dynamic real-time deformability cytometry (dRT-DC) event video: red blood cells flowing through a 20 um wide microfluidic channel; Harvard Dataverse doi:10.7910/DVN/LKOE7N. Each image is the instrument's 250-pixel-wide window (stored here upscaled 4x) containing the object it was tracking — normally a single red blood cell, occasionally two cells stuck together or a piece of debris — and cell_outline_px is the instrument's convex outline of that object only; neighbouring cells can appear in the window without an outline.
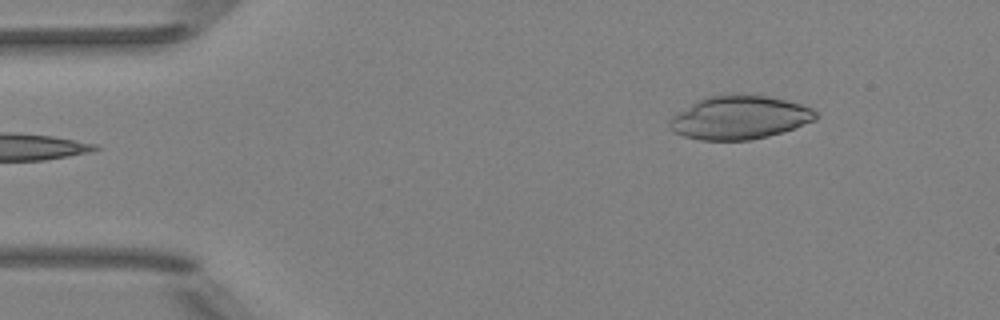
{"species": "Egyptian fruit bat (a non-hibernating species)", "species_latin": "Rousettus aegyptiacus", "temperature_condition": "room temperature", "stored_images_in_passage": 46, "camera_frame_rate_fps": 3000, "um_per_image_px": 0.085, "animal": {"sex": "female"}, "frame": {"image": 1, "passage_image": 2, "time_ms": 0.333, "image_size_px": [1000, 320], "cell_outline_px": [[820, 116], [816, 120], [768, 136], [748, 140], [700, 140], [684, 136], [668, 128], [668, 120], [672, 116], [696, 100], [704, 96], [736, 92], [768, 96], [788, 100], [804, 104], [820, 112]], "centroid_in_image_um": [62.87, 9.95], "position_along_channel_um": 22.1, "area_um2": 37.8}}
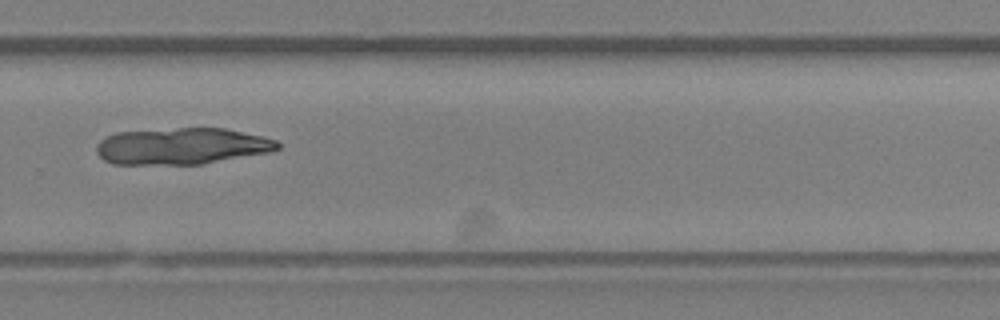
{"frame": {"image": 2, "passage_image": 30, "time_ms": 9.667, "image_size_px": [1000, 320], "cell_outline_px": [[280, 148], [268, 152], [200, 164], [112, 164], [104, 160], [96, 152], [96, 144], [104, 136], [116, 132], [180, 128], [224, 128], [264, 136], [276, 140], [280, 144]], "centroid_in_image_um": [15.42, 12.41], "position_along_channel_um": 314.4, "area_um2": 38.55}}
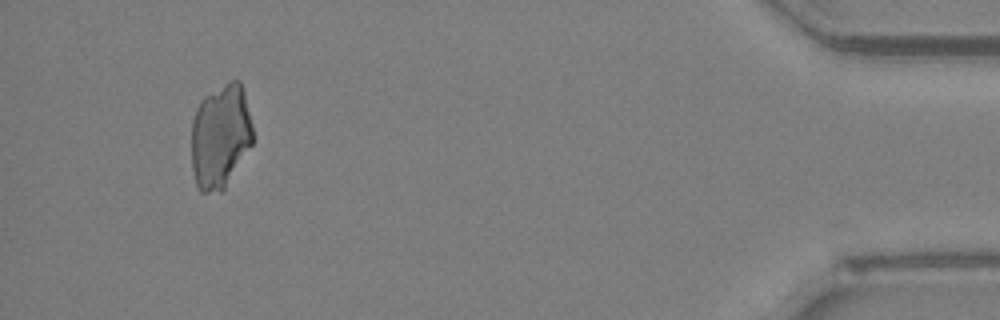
{"frame": {"image": 3, "passage_image": 43, "time_ms": 14.0, "image_size_px": [1000, 320], "cell_outline_px": [[252, 144], [224, 188], [220, 192], [200, 192], [196, 184], [192, 168], [192, 120], [196, 108], [200, 100], [204, 96], [224, 84], [232, 80], [240, 80], [244, 92], [252, 124]], "centroid_in_image_um": [18.72, 11.57], "position_along_channel_um": 416.5, "area_um2": 37.11}}